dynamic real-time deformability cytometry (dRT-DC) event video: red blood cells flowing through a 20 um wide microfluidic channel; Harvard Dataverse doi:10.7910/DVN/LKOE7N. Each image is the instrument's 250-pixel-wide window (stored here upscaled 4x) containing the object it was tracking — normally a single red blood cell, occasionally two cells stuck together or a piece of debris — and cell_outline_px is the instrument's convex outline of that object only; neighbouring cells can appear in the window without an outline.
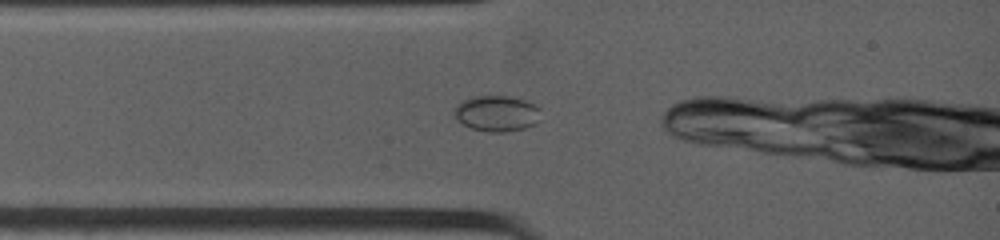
{"species": "common noctule bat (a hibernating species)", "species_latin": "Nyctalus noctula", "temperature_condition": "warm", "stored_images_in_passage": 3, "camera_frame_rate_fps": 4500, "um_per_image_px": 0.085, "animal": {"sex": "female", "body_mass_g": 19.0, "forearm_length_mm": 53.3}, "frame": {"image": 1, "passage_image": 1, "time_ms": 0.0, "image_size_px": [1000, 240], "cell_outline_px": [[540, 108], [536, 124], [524, 128], [504, 132], [488, 132], [472, 128], [456, 120], [452, 112], [456, 104], [460, 100], [472, 96], [508, 96], [524, 100]], "centroid_in_image_um": [42.15, 9.63], "position_along_channel_um": 42.8, "area_um2": 18.15}}